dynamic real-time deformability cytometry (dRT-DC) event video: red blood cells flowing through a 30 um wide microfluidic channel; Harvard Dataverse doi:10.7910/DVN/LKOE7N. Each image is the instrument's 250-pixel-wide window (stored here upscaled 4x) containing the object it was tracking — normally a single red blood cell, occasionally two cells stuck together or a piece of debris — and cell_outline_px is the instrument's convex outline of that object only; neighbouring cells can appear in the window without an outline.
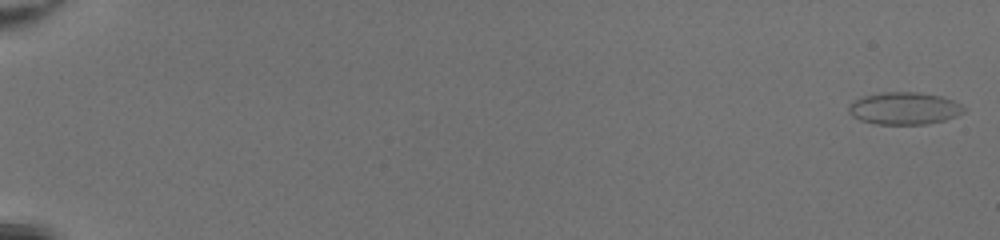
{"species": "common noctule bat (a hibernating species)", "species_latin": "Nyctalus noctula", "temperature_condition": "room temperature", "stored_images_in_passage": 51, "camera_frame_rate_fps": 3000, "um_per_image_px": 0.085, "animal": {"sex": "female", "body_mass_g": 20.0, "forearm_length_mm": 54.0}, "frame": {"image": 1, "passage_image": 1, "time_ms": 0.0, "image_size_px": [1000, 240], "cell_outline_px": [[964, 112], [956, 116], [944, 120], [928, 124], [876, 124], [860, 120], [852, 116], [848, 112], [848, 104], [864, 96], [880, 92], [920, 92], [940, 96], [952, 100], [960, 104], [964, 108]], "centroid_in_image_um": [76.84, 9.21], "position_along_channel_um": 8.2, "area_um2": 21.68}}
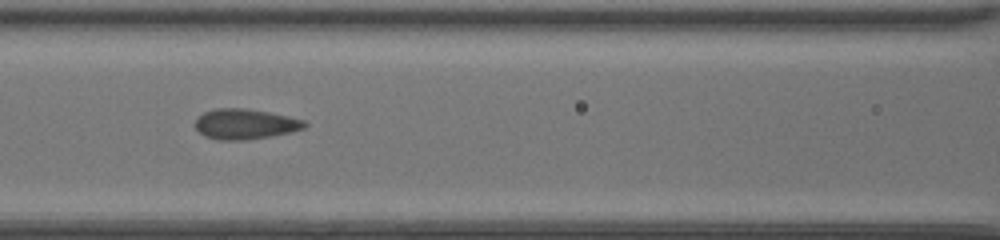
{"frame": {"image": 2, "passage_image": 26, "time_ms": 8.333, "image_size_px": [1000, 240], "cell_outline_px": [[308, 124], [304, 128], [292, 132], [272, 136], [244, 140], [216, 140], [204, 136], [192, 124], [204, 112], [216, 108], [244, 108], [268, 112], [288, 116], [304, 120]], "centroid_in_image_um": [20.83, 10.55], "position_along_channel_um": 145.8, "area_um2": 19.42}}
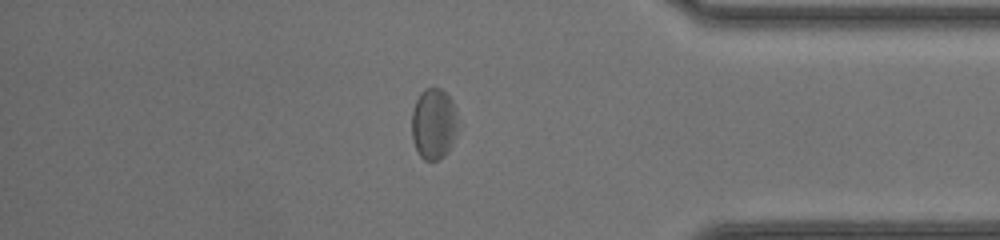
{"frame": {"image": 3, "passage_image": 45, "time_ms": 14.667, "image_size_px": [1000, 240], "cell_outline_px": [[456, 132], [452, 144], [444, 156], [436, 160], [424, 160], [420, 156], [412, 140], [412, 112], [416, 100], [420, 92], [424, 88], [432, 84], [440, 88], [452, 100], [456, 116]], "centroid_in_image_um": [36.83, 10.48], "position_along_channel_um": 398.4, "area_um2": 19.13}, "authors_computed_cell_mechanics": {"area_um2": 19.5364, "velocity_mm_per_s": 4.2522, "shape_relaxation_time_tau1_ms": null, "shape_relaxation_time_tau2_ms": 0.9925, "deformation_change_tau1": null, "deformation_change_tau2": 0.0508}}